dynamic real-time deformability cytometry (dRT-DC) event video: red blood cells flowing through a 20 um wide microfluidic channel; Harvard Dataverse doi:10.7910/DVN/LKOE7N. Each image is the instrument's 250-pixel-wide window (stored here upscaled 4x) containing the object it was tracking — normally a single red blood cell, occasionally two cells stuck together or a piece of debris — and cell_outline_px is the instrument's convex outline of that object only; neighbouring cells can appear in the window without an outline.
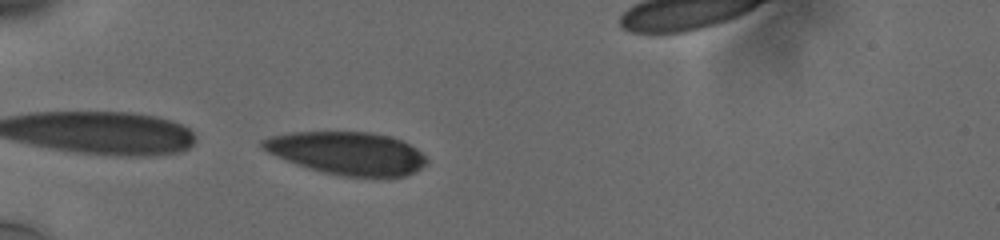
{"species": "human", "species_latin": "Homo sapiens", "temperature_condition": "cold", "stored_images_in_passage": 40, "camera_frame_rate_fps": 3000, "um_per_image_px": 0.085, "donor": {"sex": "male"}, "frame": {"image": 1, "passage_image": 1, "time_ms": 0.0, "image_size_px": [1000, 240], "cell_outline_px": [[428, 160], [416, 172], [404, 176], [388, 180], [380, 180], [344, 176], [324, 172], [308, 168], [296, 164], [276, 156], [268, 152], [260, 144], [260, 140], [268, 136], [292, 132], [368, 132], [388, 136], [400, 140], [416, 148]], "centroid_in_image_um": [29.54, 13.06], "position_along_channel_um": 55.5, "area_um2": 41.5}}
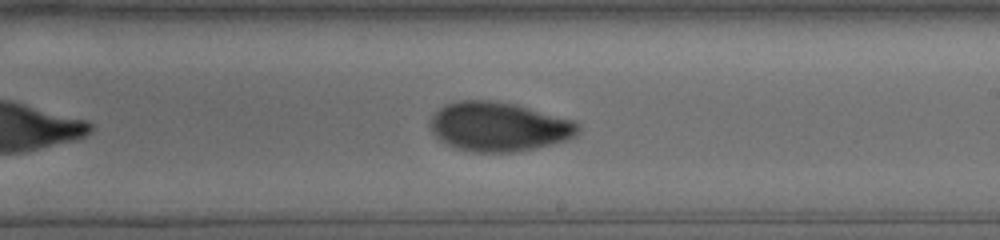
{"frame": {"image": 2, "passage_image": 18, "time_ms": 5.667, "image_size_px": [1000, 240], "cell_outline_px": [[580, 132], [576, 136], [552, 144], [520, 152], [472, 152], [456, 148], [440, 140], [432, 132], [432, 116], [444, 104], [456, 100], [488, 100], [516, 104], [576, 120], [580, 124]], "centroid_in_image_um": [42.45, 10.76], "position_along_channel_um": 246.6, "area_um2": 42.71}}
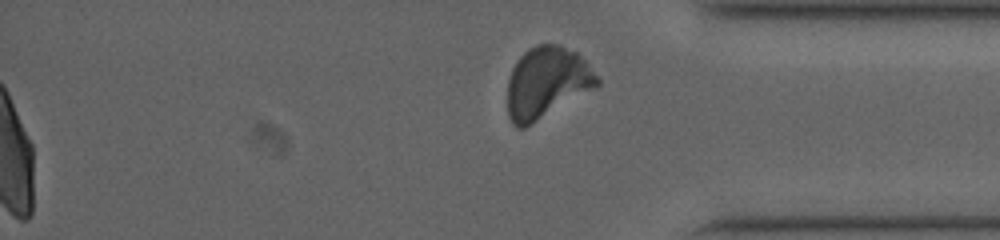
{"frame": {"image": 3, "passage_image": 40, "time_ms": 13.0, "image_size_px": [1000, 240], "cell_outline_px": [[600, 84], [524, 128], [516, 128], [512, 124], [508, 116], [508, 80], [512, 68], [520, 56], [528, 48], [536, 44], [560, 44], [576, 52], [588, 64], [600, 80]], "centroid_in_image_um": [46.44, 7.0], "position_along_channel_um": 388.8, "area_um2": 36.88}, "authors_computed_cell_mechanics": {"area_um2": 41.4426, "velocity_mm_per_s": 3.7455, "shape_relaxation_time_tau1_ms": 6.2875, "shape_relaxation_time_tau2_ms": 2.1541, "deformation_change_tau1": 0.1893, "deformation_change_tau2": 0.0409}}